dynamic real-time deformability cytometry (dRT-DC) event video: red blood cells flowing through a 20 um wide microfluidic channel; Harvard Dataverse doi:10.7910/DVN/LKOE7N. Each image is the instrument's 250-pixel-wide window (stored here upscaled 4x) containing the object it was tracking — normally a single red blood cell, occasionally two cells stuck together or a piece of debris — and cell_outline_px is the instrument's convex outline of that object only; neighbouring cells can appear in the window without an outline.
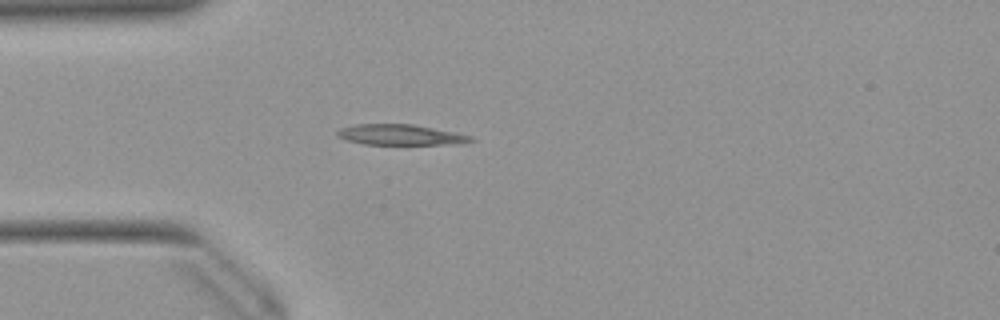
{"species": "Egyptian fruit bat (a non-hibernating species)", "species_latin": "Rousettus aegyptiacus", "temperature_condition": "warm", "stored_images_in_passage": 38, "camera_frame_rate_fps": 3000, "um_per_image_px": 0.085, "animal": {"sex": "female"}, "frame": {"image": 1, "passage_image": 1, "time_ms": 0.0, "image_size_px": [1000, 320], "cell_outline_px": [[476, 140], [460, 144], [364, 144], [344, 140], [336, 136], [336, 132], [340, 128], [356, 124], [412, 124], [456, 132], [472, 136]], "centroid_in_image_um": [34.03, 11.46], "position_along_channel_um": 51.0, "area_um2": 16.13}}
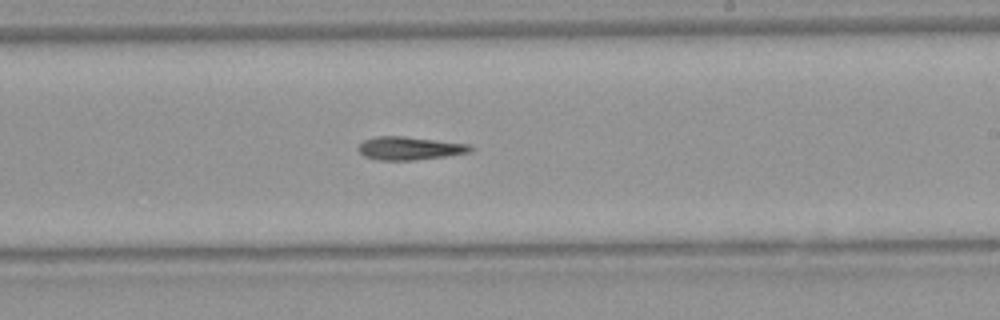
{"frame": {"image": 2, "passage_image": 17, "time_ms": 5.333, "image_size_px": [1000, 320], "cell_outline_px": [[476, 148], [472, 152], [444, 156], [412, 160], [376, 160], [364, 156], [356, 148], [364, 140], [376, 136], [404, 136], [472, 144]], "centroid_in_image_um": [34.86, 12.59], "position_along_channel_um": 254.1, "area_um2": 15.32}}
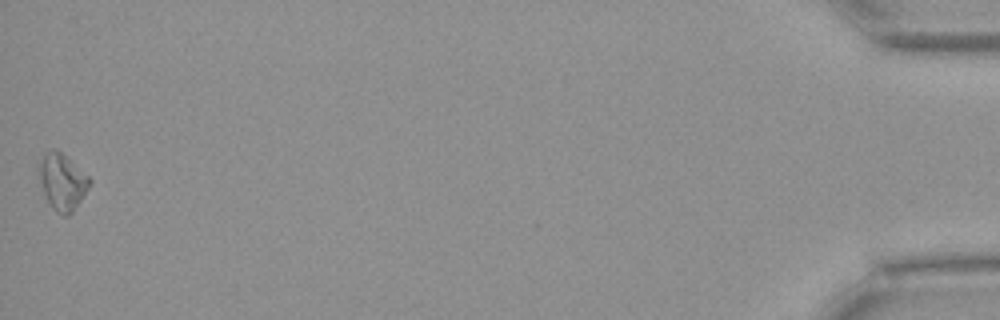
{"frame": {"image": 3, "passage_image": 38, "time_ms": 12.333, "image_size_px": [1000, 320], "cell_outline_px": [[92, 180], [88, 188], [72, 212], [68, 216], [64, 216], [56, 212], [52, 208], [44, 192], [40, 180], [36, 164], [52, 148], [56, 148], [88, 176]], "centroid_in_image_um": [5.27, 15.45], "position_along_channel_um": 429.9, "area_um2": 16.3}}